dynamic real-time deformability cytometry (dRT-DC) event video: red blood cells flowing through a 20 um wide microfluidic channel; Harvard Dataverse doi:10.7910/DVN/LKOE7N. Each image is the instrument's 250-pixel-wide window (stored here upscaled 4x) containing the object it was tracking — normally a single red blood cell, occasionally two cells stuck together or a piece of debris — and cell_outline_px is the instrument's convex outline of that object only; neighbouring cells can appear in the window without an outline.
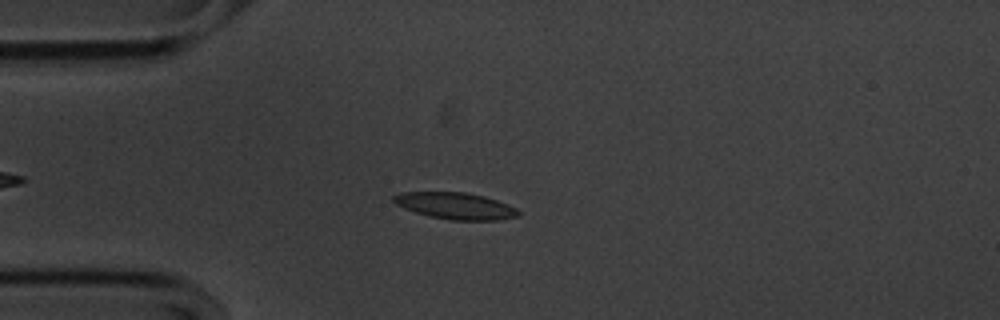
{"species": "common noctule bat (a hibernating species)", "species_latin": "Nyctalus noctula", "temperature_condition": "cold", "stored_images_in_passage": 42, "camera_frame_rate_fps": 3000, "um_per_image_px": 0.085, "animal": {"sex": "male", "body_mass_g": 20.1, "forearm_length_mm": 53.5}, "frame": {"image": 1, "passage_image": 10, "time_ms": 3.0, "image_size_px": [1000, 320], "cell_outline_px": [[520, 216], [496, 220], [452, 220], [428, 216], [404, 208], [396, 204], [392, 200], [392, 196], [400, 192], [464, 192], [484, 196], [508, 204], [516, 208], [520, 212]], "centroid_in_image_um": [38.71, 17.49], "position_along_channel_um": 46.3, "area_um2": 19.36}}
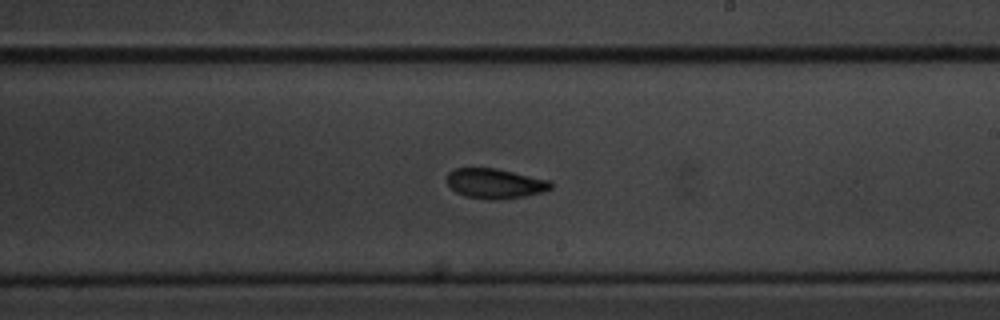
{"frame": {"image": 2, "passage_image": 28, "time_ms": 9.0, "image_size_px": [1000, 320], "cell_outline_px": [[556, 184], [552, 188], [544, 192], [524, 196], [496, 200], [488, 200], [464, 196], [456, 192], [448, 184], [448, 172], [456, 168], [496, 168], [552, 180]], "centroid_in_image_um": [42.15, 15.6], "position_along_channel_um": 246.9, "area_um2": 18.38}}
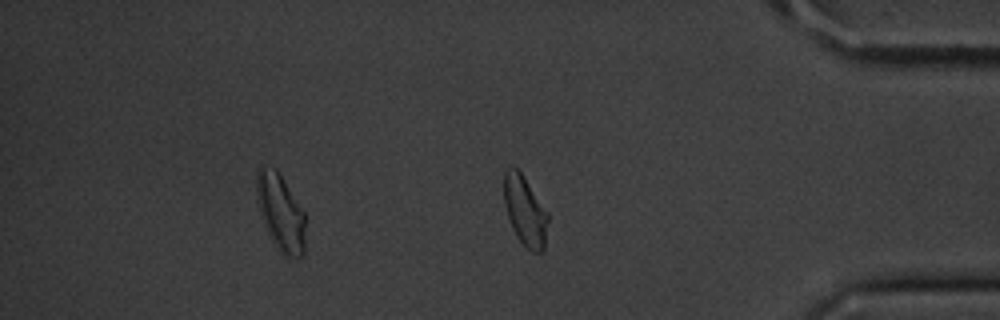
{"frame": {"image": 3, "passage_image": 42, "time_ms": 13.667, "image_size_px": [1000, 320], "cell_outline_px": [[548, 220], [544, 248], [540, 252], [532, 252], [516, 236], [508, 216], [504, 204], [504, 172], [508, 164], [512, 164], [520, 172], [548, 212]], "centroid_in_image_um": [44.61, 17.88], "position_along_channel_um": 390.6, "area_um2": 17.74}, "authors_computed_cell_mechanics": {"area_um2": 18.4093, "velocity_mm_per_s": 3.5818, "shape_relaxation_time_tau1_ms": 2.8642, "shape_relaxation_time_tau2_ms": 4.7782, "deformation_change_tau1": 0.1134, "deformation_change_tau2": 0.0917}}